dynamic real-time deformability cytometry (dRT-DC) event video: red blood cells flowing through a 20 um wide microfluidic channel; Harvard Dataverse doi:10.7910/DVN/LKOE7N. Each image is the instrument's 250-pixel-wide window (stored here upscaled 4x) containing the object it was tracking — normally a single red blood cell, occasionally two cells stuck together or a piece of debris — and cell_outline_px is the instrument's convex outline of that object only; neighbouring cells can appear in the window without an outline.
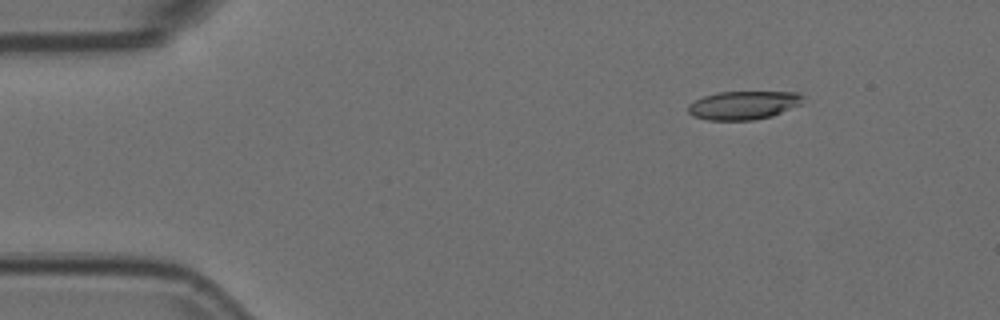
{"species": "Egyptian fruit bat (a non-hibernating species)", "species_latin": "Rousettus aegyptiacus", "temperature_condition": "room temperature", "stored_images_in_passage": 42, "camera_frame_rate_fps": 3000, "um_per_image_px": 0.085, "animal": {"sex": "female"}, "frame": {"image": 1, "passage_image": 6, "time_ms": 1.667, "image_size_px": [1000, 320], "cell_outline_px": [[804, 104], [772, 116], [752, 120], [708, 120], [692, 116], [688, 112], [688, 104], [704, 96], [720, 92], [796, 92], [804, 96]], "centroid_in_image_um": [63.23, 8.95], "position_along_channel_um": 21.8, "area_um2": 19.19}}
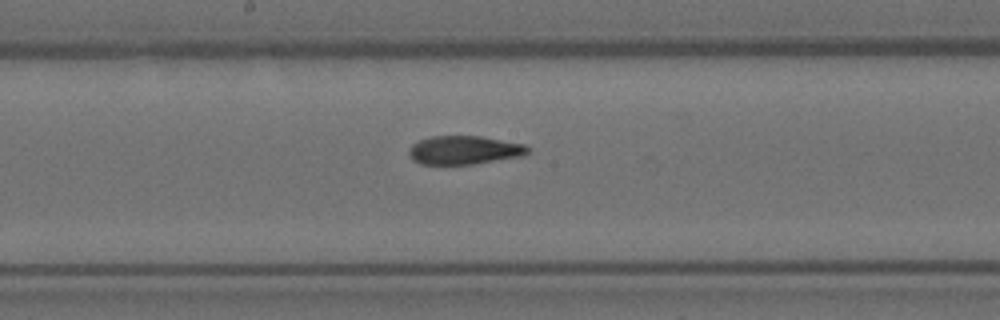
{"frame": {"image": 2, "passage_image": 27, "time_ms": 8.667, "image_size_px": [1000, 320], "cell_outline_px": [[528, 152], [524, 156], [472, 164], [420, 164], [412, 160], [408, 152], [412, 144], [420, 140], [432, 136], [480, 136], [524, 144], [528, 148]], "centroid_in_image_um": [39.44, 12.76], "position_along_channel_um": 208.8, "area_um2": 19.71}}
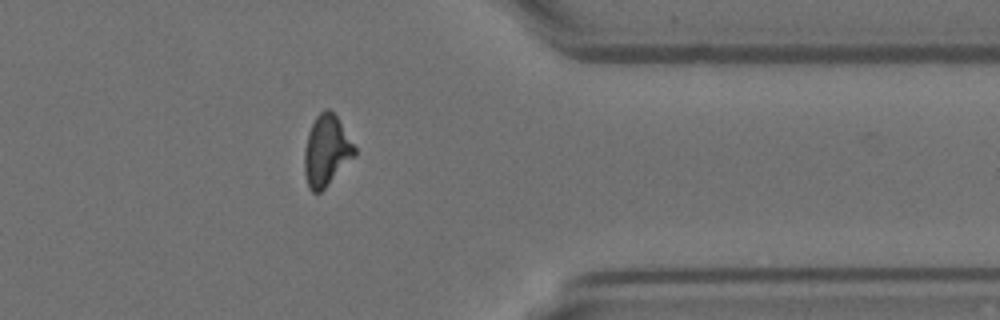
{"frame": {"image": 3, "passage_image": 42, "time_ms": 13.667, "image_size_px": [1000, 320], "cell_outline_px": [[356, 156], [320, 192], [312, 192], [308, 188], [304, 172], [304, 148], [308, 132], [316, 116], [324, 108], [328, 108], [336, 116], [356, 148]], "centroid_in_image_um": [27.73, 12.81], "position_along_channel_um": 383.7, "area_um2": 20.69}, "authors_computed_cell_mechanics": {"area_um2": 20.4034, "velocity_mm_per_s": 3.77, "shape_relaxation_time_tau1_ms": null, "shape_relaxation_time_tau2_ms": 2.2693, "deformation_change_tau1": null, "deformation_change_tau2": 0.0945}}